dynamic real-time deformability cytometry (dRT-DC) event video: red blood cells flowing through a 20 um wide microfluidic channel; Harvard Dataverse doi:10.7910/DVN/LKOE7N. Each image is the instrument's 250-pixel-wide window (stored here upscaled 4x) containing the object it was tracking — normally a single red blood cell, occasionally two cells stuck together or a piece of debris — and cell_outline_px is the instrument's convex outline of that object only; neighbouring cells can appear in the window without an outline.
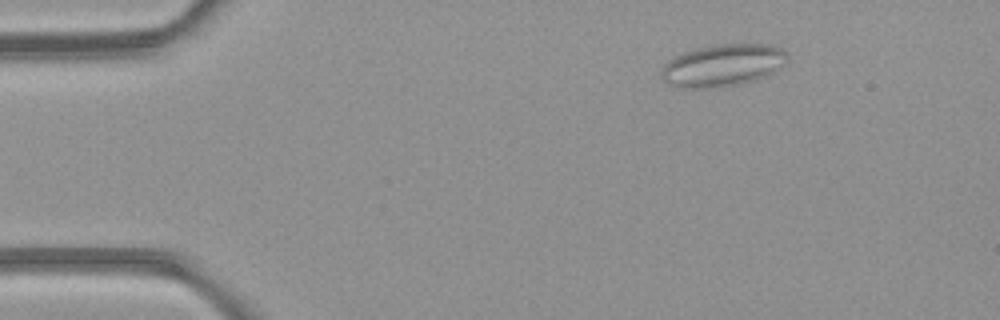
{"species": "common noctule bat (a hibernating species)", "species_latin": "Nyctalus noctula", "temperature_condition": "room temperature", "stored_images_in_passage": 4, "camera_frame_rate_fps": 3000, "um_per_image_px": 0.085, "animal": {"sex": "female", "body_mass_g": 21.9}, "frame": {"image": 1, "passage_image": 1, "time_ms": 0.0, "image_size_px": [1000, 320], "cell_outline_px": [[788, 60], [784, 64], [772, 72], [764, 76], [752, 80], [736, 84], [704, 88], [676, 88], [668, 84], [660, 76], [660, 72], [664, 64], [668, 60], [684, 52], [696, 48], [712, 44], [768, 44], [784, 48], [788, 56]], "centroid_in_image_um": [61.4, 5.53], "position_along_channel_um": 23.6, "area_um2": 30.98}}